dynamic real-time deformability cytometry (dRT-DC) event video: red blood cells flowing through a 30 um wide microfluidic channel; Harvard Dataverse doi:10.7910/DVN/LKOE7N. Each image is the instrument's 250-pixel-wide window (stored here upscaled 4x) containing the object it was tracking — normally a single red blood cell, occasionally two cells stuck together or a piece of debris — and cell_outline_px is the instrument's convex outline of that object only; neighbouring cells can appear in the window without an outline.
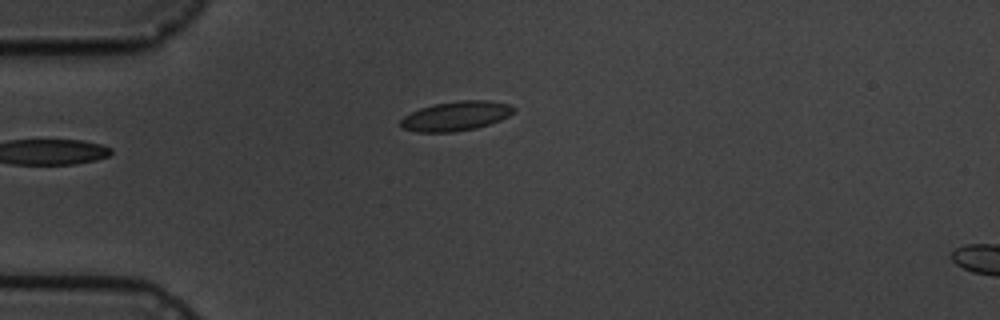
{"species": "common noctule bat (a hibernating species)", "species_latin": "Nyctalus noctula", "temperature_condition": "cold", "stored_images_in_passage": 5, "camera_frame_rate_fps": 3000, "um_per_image_px": 0.085, "animal": {"sex": "male", "body_mass_g": 19.5, "forearm_length_mm": 54.6}, "frame": {"image": 1, "passage_image": 5, "time_ms": 4.667, "image_size_px": [1000, 320], "cell_outline_px": [[516, 108], [508, 116], [500, 120], [476, 128], [452, 132], [416, 132], [400, 128], [400, 120], [404, 116], [420, 108], [436, 104], [460, 100], [488, 100], [512, 104]], "centroid_in_image_um": [38.75, 9.86], "position_along_channel_um": 46.2, "area_um2": 19.42}}